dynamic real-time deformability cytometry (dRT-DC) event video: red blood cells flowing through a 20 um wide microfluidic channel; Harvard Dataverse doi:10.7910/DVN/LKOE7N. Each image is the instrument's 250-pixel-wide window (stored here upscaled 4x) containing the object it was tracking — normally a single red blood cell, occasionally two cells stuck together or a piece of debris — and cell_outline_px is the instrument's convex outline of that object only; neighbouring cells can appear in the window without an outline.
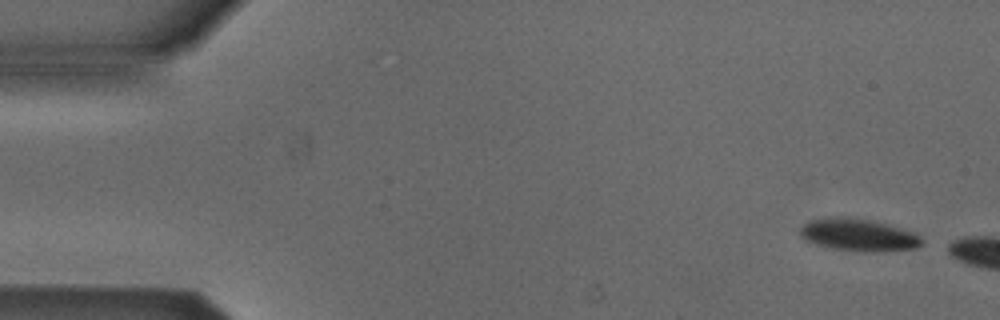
{"species": "Egyptian fruit bat (a non-hibernating species)", "species_latin": "Rousettus aegyptiacus", "temperature_condition": "cold", "stored_images_in_passage": 3, "camera_frame_rate_fps": 3000, "um_per_image_px": 0.085, "animal": {"sex": "male"}, "frame": {"image": 1, "passage_image": 1, "time_ms": 0.0, "image_size_px": [1000, 320], "cell_outline_px": [[924, 244], [916, 248], [872, 252], [864, 252], [832, 248], [816, 244], [804, 240], [800, 236], [800, 228], [808, 220], [836, 216], [844, 216], [868, 220], [900, 228], [912, 232], [920, 236], [924, 240]], "centroid_in_image_um": [72.94, 19.97], "position_along_channel_um": 12.1, "area_um2": 22.89}}